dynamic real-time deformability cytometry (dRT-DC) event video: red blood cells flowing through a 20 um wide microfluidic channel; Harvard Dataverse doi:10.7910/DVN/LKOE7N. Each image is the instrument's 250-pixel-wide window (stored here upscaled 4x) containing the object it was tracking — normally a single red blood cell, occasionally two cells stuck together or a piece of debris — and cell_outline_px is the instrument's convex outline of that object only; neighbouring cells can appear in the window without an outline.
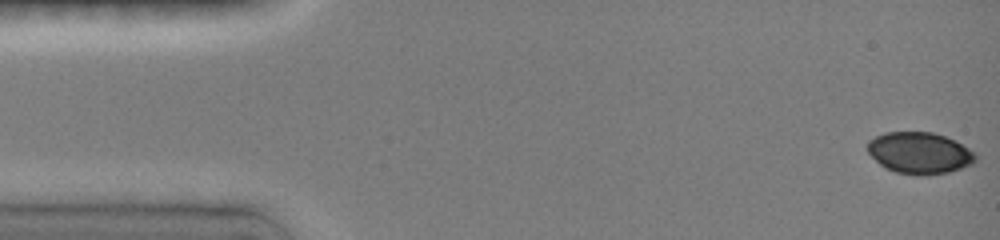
{"species": "common noctule bat (a hibernating species)", "species_latin": "Nyctalus noctula", "temperature_condition": "room temperature", "stored_images_in_passage": 14, "camera_frame_rate_fps": 3000, "um_per_image_px": 0.085, "animal": {"sex": "female", "body_mass_g": 19.0, "forearm_length_mm": 51.5}, "frame": {"image": 1, "passage_image": 1, "time_ms": 0.0, "image_size_px": [1000, 240], "cell_outline_px": [[976, 160], [972, 164], [948, 172], [896, 172], [884, 168], [868, 152], [868, 140], [884, 132], [932, 132], [944, 136], [976, 152]], "centroid_in_image_um": [78.14, 12.95], "position_along_channel_um": 6.9, "area_um2": 25.26}}
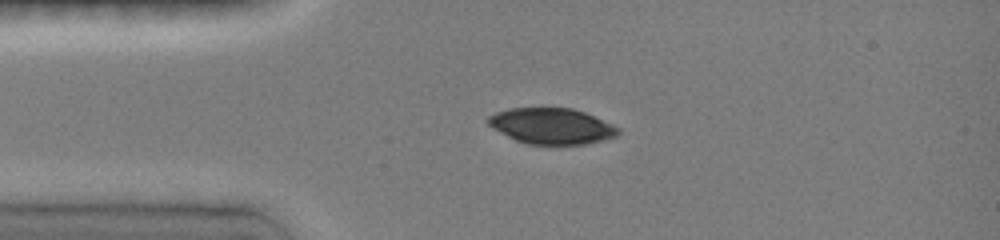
{"frame": {"image": 2, "passage_image": 9, "time_ms": 3.333, "image_size_px": [1000, 240], "cell_outline_px": [[620, 132], [616, 136], [604, 140], [584, 144], [528, 144], [516, 140], [492, 128], [484, 120], [488, 116], [496, 112], [508, 108], [572, 108], [584, 112], [612, 124], [620, 128]], "centroid_in_image_um": [46.87, 10.71], "position_along_channel_um": 38.1, "area_um2": 27.17}}
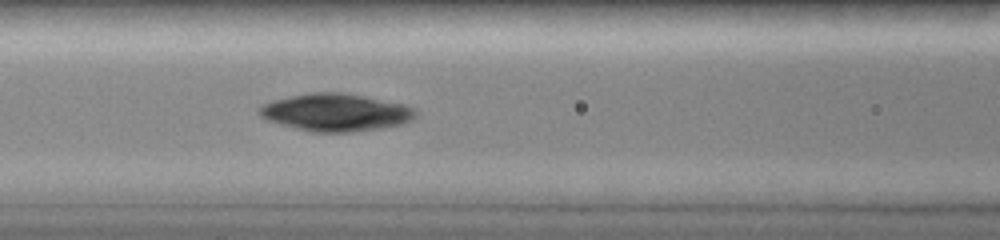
{"frame": {"image": 3, "passage_image": 14, "time_ms": 6.333, "image_size_px": [1000, 240], "cell_outline_px": [[416, 116], [412, 120], [404, 124], [384, 128], [352, 132], [308, 132], [268, 120], [260, 116], [260, 108], [264, 104], [272, 100], [312, 92], [340, 92], [404, 104], [416, 108]], "centroid_in_image_um": [28.58, 9.57], "position_along_channel_um": 138.0, "area_um2": 34.1}}